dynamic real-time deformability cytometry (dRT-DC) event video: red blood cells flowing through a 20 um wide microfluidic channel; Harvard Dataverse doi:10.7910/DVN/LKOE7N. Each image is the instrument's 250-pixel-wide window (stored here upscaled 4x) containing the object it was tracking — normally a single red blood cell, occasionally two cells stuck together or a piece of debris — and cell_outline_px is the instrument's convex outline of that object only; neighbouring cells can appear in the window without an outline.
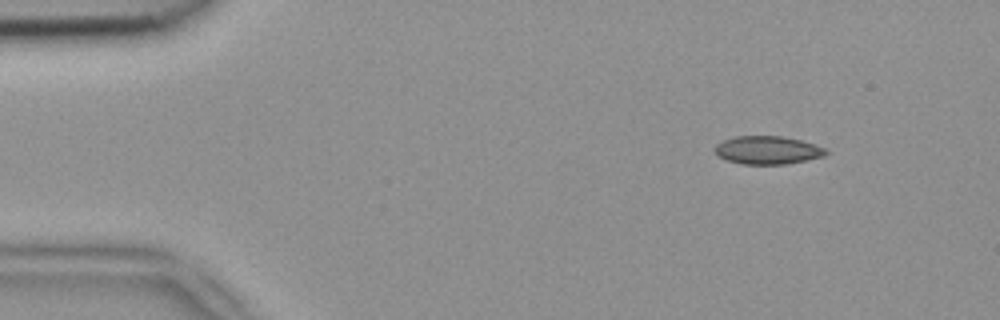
{"species": "common noctule bat (a hibernating species)", "species_latin": "Nyctalus noctula", "temperature_condition": "room temperature", "stored_images_in_passage": 47, "camera_frame_rate_fps": 3000, "um_per_image_px": 0.085, "animal": {"sex": "female", "body_mass_g": 18.4}, "frame": {"image": 1, "passage_image": 2, "time_ms": 0.333, "image_size_px": [1000, 320], "cell_outline_px": [[828, 152], [824, 156], [808, 160], [784, 164], [740, 164], [716, 156], [712, 148], [716, 144], [732, 136], [784, 136], [800, 140], [824, 148]], "centroid_in_image_um": [65.18, 12.76], "position_along_channel_um": 19.8, "area_um2": 18.32}}
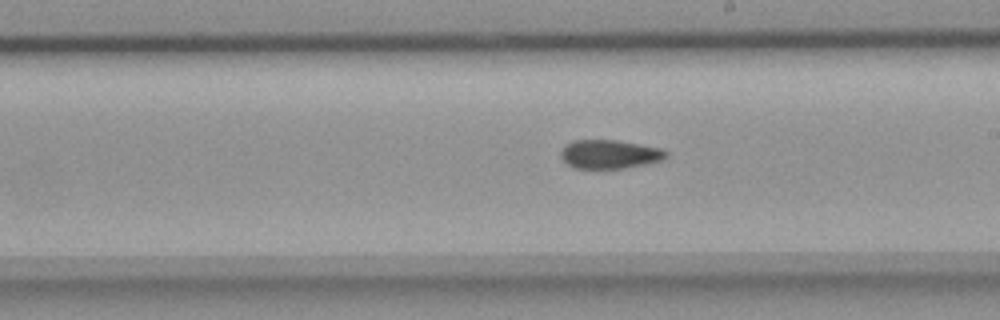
{"frame": {"image": 2, "passage_image": 25, "time_ms": 8.0, "image_size_px": [1000, 320], "cell_outline_px": [[668, 156], [660, 160], [644, 164], [624, 168], [572, 168], [560, 156], [560, 152], [564, 144], [576, 140], [616, 140], [660, 148], [668, 152]], "centroid_in_image_um": [51.77, 13.1], "position_along_channel_um": 237.2, "area_um2": 17.51}}
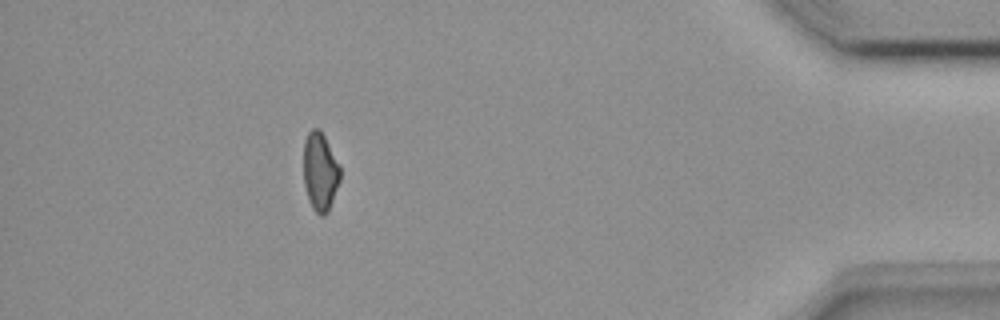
{"frame": {"image": 3, "passage_image": 42, "time_ms": 13.667, "image_size_px": [1000, 320], "cell_outline_px": [[340, 180], [328, 212], [324, 216], [320, 216], [312, 208], [308, 200], [304, 184], [304, 140], [308, 132], [312, 128], [320, 128], [340, 164]], "centroid_in_image_um": [27.21, 14.58], "position_along_channel_um": 408.0, "area_um2": 16.94}, "authors_computed_cell_mechanics": {"area_um2": 18.207, "velocity_mm_per_s": 3.951, "shape_relaxation_time_tau1_ms": 10.2097, "shape_relaxation_time_tau2_ms": 2.1359, "deformation_change_tau1": 0.1791, "deformation_change_tau2": 0.0809}}